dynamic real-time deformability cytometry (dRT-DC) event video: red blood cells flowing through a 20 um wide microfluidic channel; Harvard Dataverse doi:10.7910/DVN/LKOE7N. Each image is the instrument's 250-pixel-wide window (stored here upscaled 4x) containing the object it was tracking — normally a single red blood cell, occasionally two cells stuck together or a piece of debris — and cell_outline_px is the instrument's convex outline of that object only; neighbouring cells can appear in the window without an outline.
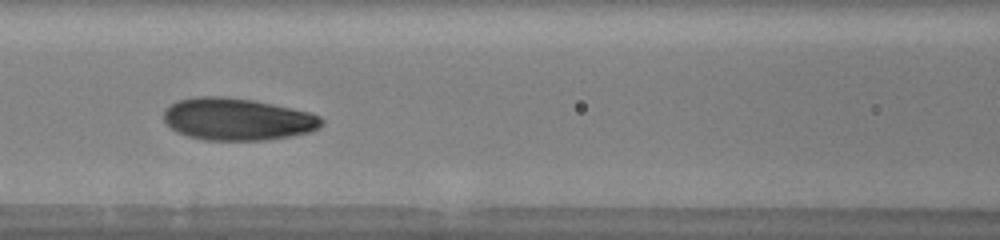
{"species": "human", "species_latin": "Homo sapiens", "temperature_condition": "warm", "stored_images_in_passage": 31, "camera_frame_rate_fps": 3000, "um_per_image_px": 0.085, "donor": {"sex": "male"}, "frame": {"image": 1, "passage_image": 10, "time_ms": 3.0, "image_size_px": [1000, 240], "cell_outline_px": [[324, 120], [316, 128], [308, 132], [288, 136], [264, 140], [204, 140], [188, 136], [172, 128], [164, 120], [164, 112], [172, 104], [180, 100], [196, 96], [224, 96], [252, 100], [272, 104], [308, 112], [320, 116]], "centroid_in_image_um": [20.16, 10.13], "position_along_channel_um": 146.4, "area_um2": 38.21}}
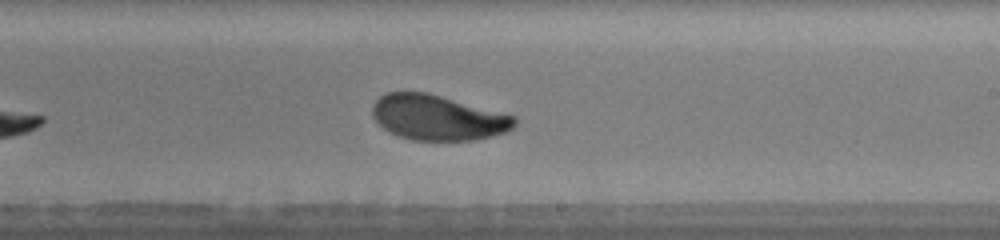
{"frame": {"image": 2, "passage_image": 18, "time_ms": 5.667, "image_size_px": [1000, 240], "cell_outline_px": [[516, 124], [512, 128], [504, 132], [492, 136], [476, 140], [412, 140], [400, 136], [384, 128], [372, 116], [372, 104], [380, 96], [388, 92], [428, 92], [516, 116]], "centroid_in_image_um": [37.22, 9.98], "position_along_channel_um": 251.8, "area_um2": 37.34}, "authors_computed_cell_mechanics": {"area_um2": 38.0324, "velocity_mm_per_s": 3.9614, "shape_relaxation_time_tau1_ms": 2.5138, "shape_relaxation_time_tau2_ms": 1.4705, "deformation_change_tau1": 0.1388, "deformation_change_tau2": 0.0695}}